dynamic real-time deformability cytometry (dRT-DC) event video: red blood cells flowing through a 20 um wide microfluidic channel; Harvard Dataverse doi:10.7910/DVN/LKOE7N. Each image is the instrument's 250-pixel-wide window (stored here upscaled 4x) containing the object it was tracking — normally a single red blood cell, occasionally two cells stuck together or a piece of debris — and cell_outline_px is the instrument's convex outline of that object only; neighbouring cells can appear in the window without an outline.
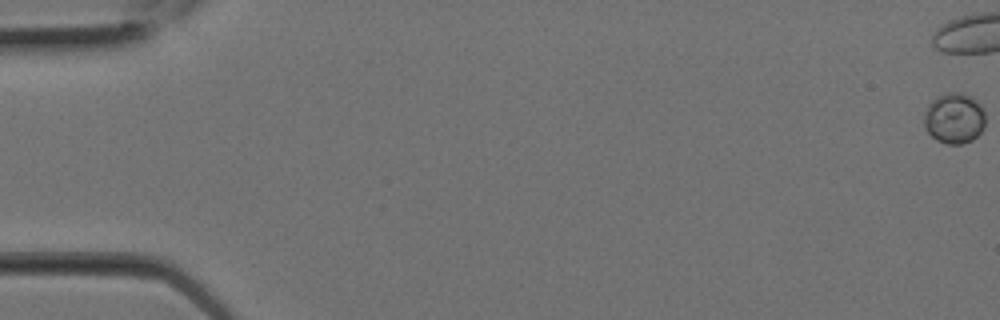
{"species": "Egyptian fruit bat (a non-hibernating species)", "species_latin": "Rousettus aegyptiacus", "temperature_condition": "room temperature", "stored_images_in_passage": 4, "camera_frame_rate_fps": 3000, "um_per_image_px": 0.085, "animal": {"sex": "female"}, "frame": {"image": 1, "passage_image": 1, "time_ms": 0.0, "image_size_px": [1000, 320], "cell_outline_px": [[984, 128], [972, 140], [960, 144], [948, 144], [936, 140], [924, 128], [924, 116], [928, 104], [936, 96], [948, 92], [964, 92], [972, 96], [980, 104], [984, 112]], "centroid_in_image_um": [81.1, 10.03], "position_along_channel_um": 3.9, "area_um2": 18.26}}